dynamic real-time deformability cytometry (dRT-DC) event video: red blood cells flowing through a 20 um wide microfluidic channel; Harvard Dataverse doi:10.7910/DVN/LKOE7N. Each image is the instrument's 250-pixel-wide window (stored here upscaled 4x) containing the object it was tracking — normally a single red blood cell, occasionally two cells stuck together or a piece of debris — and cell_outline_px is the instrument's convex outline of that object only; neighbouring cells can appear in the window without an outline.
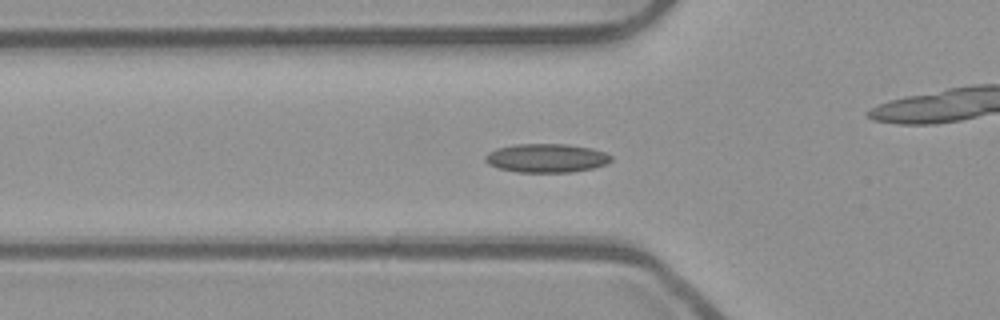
{"species": "common noctule bat (a hibernating species)", "species_latin": "Nyctalus noctula", "temperature_condition": "room temperature", "stored_images_in_passage": 54, "camera_frame_rate_fps": 3000, "um_per_image_px": 0.085, "animal": {"sex": "male", "body_mass_g": 23.1, "forearm_length_mm": 52.7}, "frame": {"image": 1, "passage_image": 18, "time_ms": 5.667, "image_size_px": [1000, 320], "cell_outline_px": [[612, 160], [608, 164], [592, 168], [572, 172], [516, 172], [500, 168], [488, 164], [484, 160], [484, 156], [488, 152], [496, 148], [516, 144], [568, 144], [592, 148], [604, 152], [612, 156]], "centroid_in_image_um": [46.45, 13.43], "position_along_channel_um": 79.3, "area_um2": 21.21}}
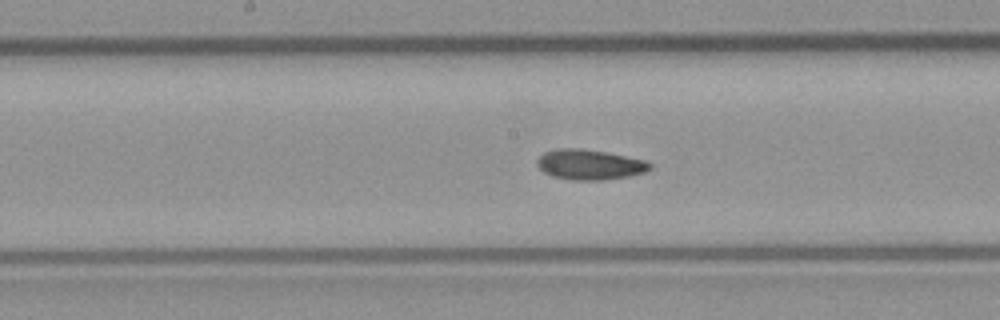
{"frame": {"image": 2, "passage_image": 27, "time_ms": 8.667, "image_size_px": [1000, 320], "cell_outline_px": [[652, 168], [644, 172], [628, 176], [604, 180], [572, 180], [552, 176], [544, 172], [536, 164], [536, 160], [544, 152], [560, 148], [580, 148], [604, 152], [644, 160], [652, 164]], "centroid_in_image_um": [50.09, 13.99], "position_along_channel_um": 198.1, "area_um2": 19.71}}
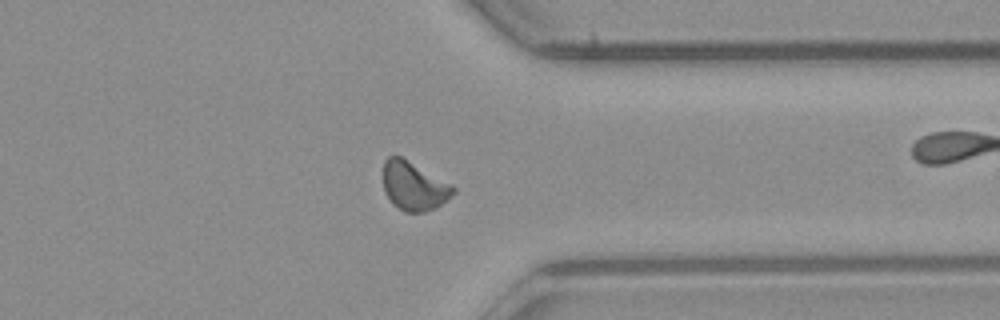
{"frame": {"image": 3, "passage_image": 41, "time_ms": 13.333, "image_size_px": [1000, 320], "cell_outline_px": [[456, 192], [452, 196], [440, 204], [424, 212], [404, 212], [392, 204], [384, 192], [384, 160], [388, 156], [400, 156], [456, 188]], "centroid_in_image_um": [35.14, 15.83], "position_along_channel_um": 376.3, "area_um2": 19.42}}